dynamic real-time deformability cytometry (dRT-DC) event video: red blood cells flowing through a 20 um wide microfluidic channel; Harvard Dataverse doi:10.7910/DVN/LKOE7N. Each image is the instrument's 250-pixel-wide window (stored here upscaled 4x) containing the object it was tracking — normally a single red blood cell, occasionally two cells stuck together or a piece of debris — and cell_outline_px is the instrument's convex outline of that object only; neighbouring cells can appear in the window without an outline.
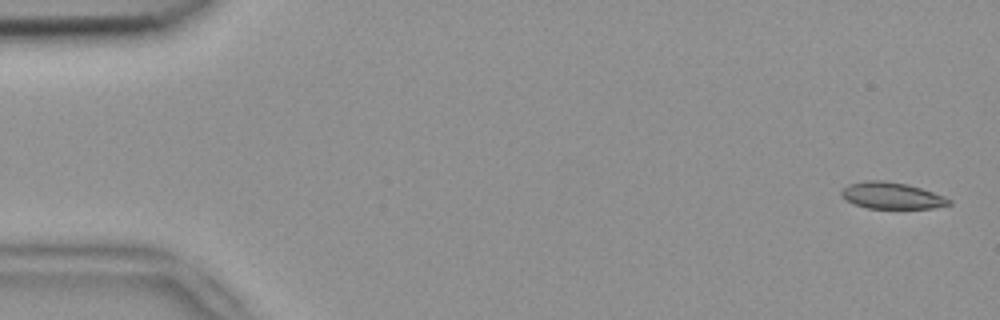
{"species": "common noctule bat (a hibernating species)", "species_latin": "Nyctalus noctula", "temperature_condition": "room temperature", "stored_images_in_passage": 5, "camera_frame_rate_fps": 3000, "um_per_image_px": 0.085, "animal": {"sex": "female", "body_mass_g": 18.4}, "frame": {"image": 1, "passage_image": 1, "time_ms": 0.0, "image_size_px": [1000, 320], "cell_outline_px": [[952, 204], [932, 208], [868, 208], [856, 204], [840, 196], [840, 192], [848, 184], [864, 180], [884, 180], [908, 184], [944, 196], [952, 200]], "centroid_in_image_um": [75.8, 16.61], "position_along_channel_um": 9.2, "area_um2": 16.59}}